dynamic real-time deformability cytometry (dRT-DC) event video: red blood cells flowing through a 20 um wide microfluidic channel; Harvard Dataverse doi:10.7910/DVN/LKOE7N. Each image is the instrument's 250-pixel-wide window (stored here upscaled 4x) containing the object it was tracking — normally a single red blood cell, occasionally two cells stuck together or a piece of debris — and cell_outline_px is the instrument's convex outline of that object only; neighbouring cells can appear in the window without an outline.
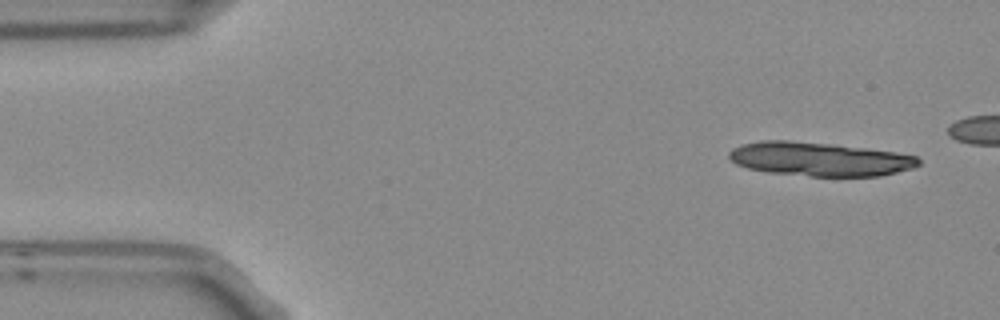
{"species": "Egyptian fruit bat (a non-hibernating species)", "species_latin": "Rousettus aegyptiacus", "temperature_condition": "room temperature", "stored_images_in_passage": 5, "camera_frame_rate_fps": 3000, "um_per_image_px": 0.085, "frame": {"image": 1, "passage_image": 1, "time_ms": 0.0, "image_size_px": [1000, 320], "cell_outline_px": [[920, 164], [912, 168], [880, 176], [812, 176], [768, 172], [748, 168], [736, 164], [728, 156], [728, 152], [732, 148], [740, 144], [760, 140], [788, 140], [828, 144], [864, 148], [896, 152], [916, 156], [920, 160]], "centroid_in_image_um": [69.62, 13.52], "position_along_channel_um": 15.4, "area_um2": 37.22}}